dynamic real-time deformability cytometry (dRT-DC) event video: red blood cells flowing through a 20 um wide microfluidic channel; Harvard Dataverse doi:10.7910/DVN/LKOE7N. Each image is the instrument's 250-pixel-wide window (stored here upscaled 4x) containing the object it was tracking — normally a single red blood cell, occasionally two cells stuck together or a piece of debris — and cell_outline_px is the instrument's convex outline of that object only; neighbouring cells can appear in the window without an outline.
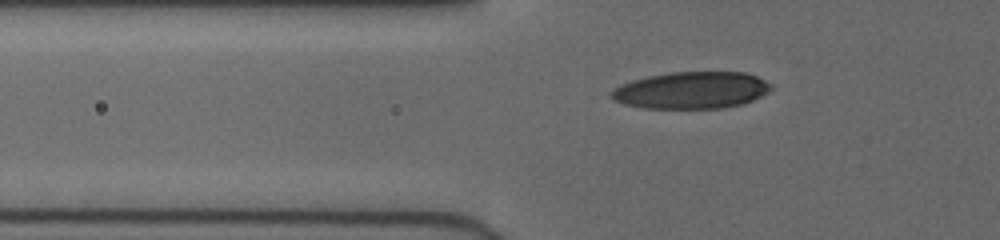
{"species": "human", "species_latin": "Homo sapiens", "temperature_condition": "cold", "stored_images_in_passage": 35, "camera_frame_rate_fps": 3000, "um_per_image_px": 0.085, "donor": {"sex": "female"}, "frame": {"image": 1, "passage_image": 2, "time_ms": 0.333, "image_size_px": [1000, 240], "cell_outline_px": [[772, 88], [768, 92], [752, 100], [740, 104], [724, 108], [644, 108], [624, 104], [612, 100], [608, 96], [608, 92], [612, 88], [620, 84], [632, 80], [648, 76], [668, 72], [744, 72], [756, 76], [772, 84]], "centroid_in_image_um": [58.7, 7.67], "position_along_channel_um": 67.1, "area_um2": 34.62}}
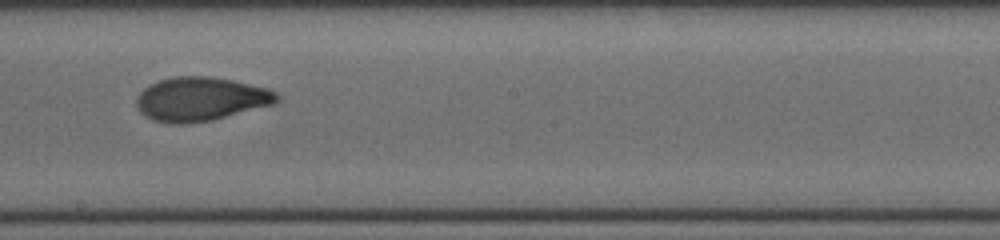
{"frame": {"image": 2, "passage_image": 15, "time_ms": 4.667, "image_size_px": [1000, 240], "cell_outline_px": [[280, 100], [276, 104], [212, 120], [184, 124], [168, 124], [152, 120], [144, 116], [136, 108], [136, 96], [148, 84], [160, 80], [176, 76], [208, 76], [232, 80], [268, 88], [276, 92], [280, 96]], "centroid_in_image_um": [17.05, 8.43], "position_along_channel_um": 231.2, "area_um2": 36.36}}
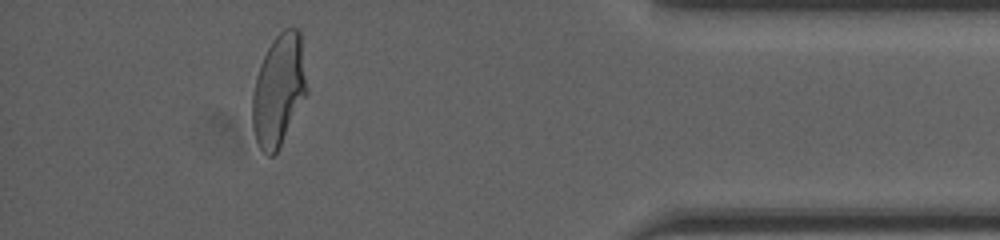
{"frame": {"image": 3, "passage_image": 31, "time_ms": 10.0, "image_size_px": [1000, 240], "cell_outline_px": [[308, 92], [276, 152], [272, 156], [268, 156], [260, 148], [256, 140], [252, 128], [252, 96], [256, 76], [260, 64], [272, 40], [284, 28], [300, 28], [308, 88]], "centroid_in_image_um": [23.7, 7.62], "position_along_channel_um": 411.5, "area_um2": 35.43}, "authors_computed_cell_mechanics": {"area_um2": 35.7782, "velocity_mm_per_s": 3.993, "shape_relaxation_time_tau1_ms": 4.4417, "shape_relaxation_time_tau2_ms": 1.4422, "deformation_change_tau1": 0.1807, "deformation_change_tau2": 0.0679}}